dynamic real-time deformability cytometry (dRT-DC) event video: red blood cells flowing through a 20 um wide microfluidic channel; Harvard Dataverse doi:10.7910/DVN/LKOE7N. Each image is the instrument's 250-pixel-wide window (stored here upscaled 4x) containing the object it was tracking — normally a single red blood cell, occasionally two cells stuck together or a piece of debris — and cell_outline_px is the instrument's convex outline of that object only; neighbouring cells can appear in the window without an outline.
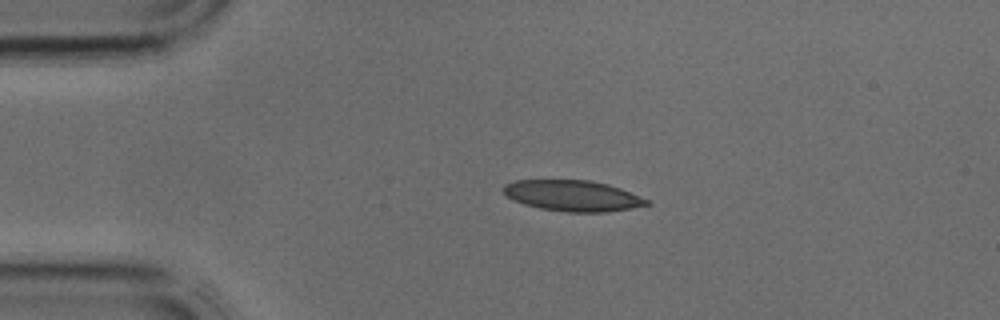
{"species": "common noctule bat (a hibernating species)", "species_latin": "Nyctalus noctula", "temperature_condition": "cold", "stored_images_in_passage": 3, "camera_frame_rate_fps": 3000, "um_per_image_px": 0.085, "animal": {"sex": "male", "body_mass_g": 17.9, "forearm_length_mm": 54.2}, "frame": {"image": 1, "passage_image": 1, "time_ms": 0.0, "image_size_px": [1000, 320], "cell_outline_px": [[652, 204], [632, 208], [604, 212], [568, 212], [540, 208], [524, 204], [508, 196], [504, 192], [504, 184], [516, 180], [588, 180], [608, 184], [620, 188], [648, 200]], "centroid_in_image_um": [48.7, 16.63], "position_along_channel_um": 36.3, "area_um2": 25.49}}
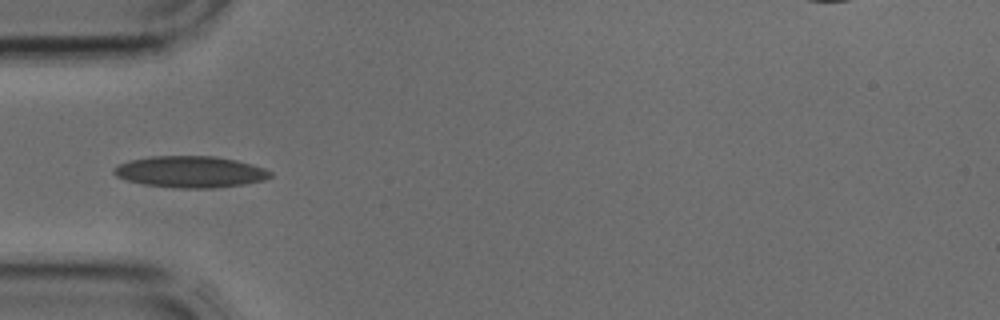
{"frame": {"image": 2, "passage_image": 2, "time_ms": 0.333, "image_size_px": [1000, 320], "cell_outline_px": [[272, 176], [264, 180], [244, 184], [212, 188], [180, 188], [144, 184], [128, 180], [116, 176], [112, 172], [112, 168], [116, 164], [132, 160], [152, 156], [216, 156], [236, 160], [252, 164], [264, 168], [272, 172]], "centroid_in_image_um": [16.18, 14.6], "position_along_channel_um": 68.8, "area_um2": 28.67}}